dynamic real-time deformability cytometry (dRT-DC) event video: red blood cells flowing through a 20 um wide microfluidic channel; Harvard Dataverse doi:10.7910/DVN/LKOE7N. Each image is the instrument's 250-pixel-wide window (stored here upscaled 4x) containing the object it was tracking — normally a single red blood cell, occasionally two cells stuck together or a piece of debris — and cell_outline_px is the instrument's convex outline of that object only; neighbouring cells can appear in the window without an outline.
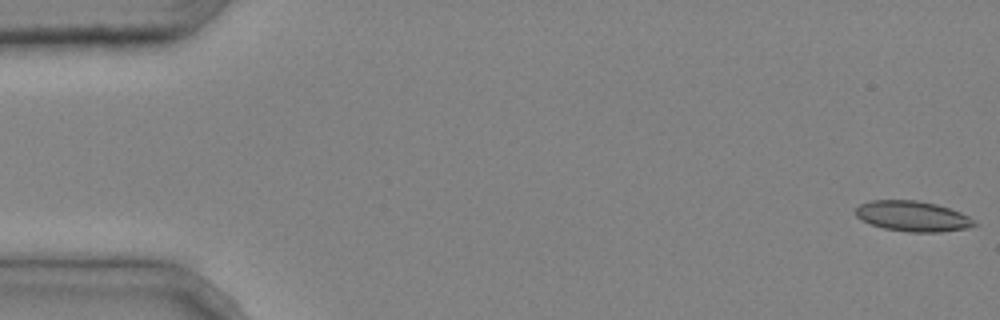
{"species": "common noctule bat (a hibernating species)", "species_latin": "Nyctalus noctula", "temperature_condition": "cold", "stored_images_in_passage": 5, "camera_frame_rate_fps": 3000, "um_per_image_px": 0.085, "animal": {"sex": "male", "body_mass_g": 20.4}, "frame": {"image": 1, "passage_image": 1, "time_ms": 0.0, "image_size_px": [1000, 320], "cell_outline_px": [[980, 224], [968, 228], [940, 232], [908, 232], [884, 228], [872, 224], [856, 216], [856, 208], [860, 204], [872, 200], [916, 200], [936, 204], [960, 212], [968, 216]], "centroid_in_image_um": [77.61, 18.38], "position_along_channel_um": 7.4, "area_um2": 20.92}}
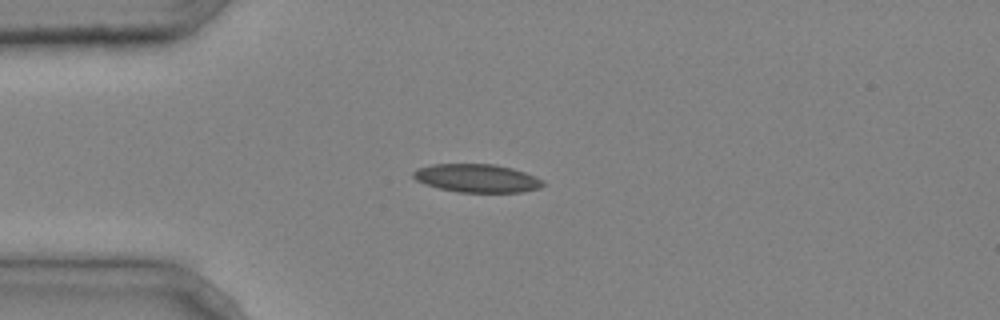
{"frame": {"image": 2, "passage_image": 4, "time_ms": 1.0, "image_size_px": [1000, 320], "cell_outline_px": [[544, 184], [540, 188], [524, 192], [460, 192], [440, 188], [416, 180], [412, 176], [412, 172], [416, 168], [432, 164], [496, 164], [512, 168], [536, 176], [544, 180]], "centroid_in_image_um": [40.56, 15.14], "position_along_channel_um": 44.4, "area_um2": 21.39}}